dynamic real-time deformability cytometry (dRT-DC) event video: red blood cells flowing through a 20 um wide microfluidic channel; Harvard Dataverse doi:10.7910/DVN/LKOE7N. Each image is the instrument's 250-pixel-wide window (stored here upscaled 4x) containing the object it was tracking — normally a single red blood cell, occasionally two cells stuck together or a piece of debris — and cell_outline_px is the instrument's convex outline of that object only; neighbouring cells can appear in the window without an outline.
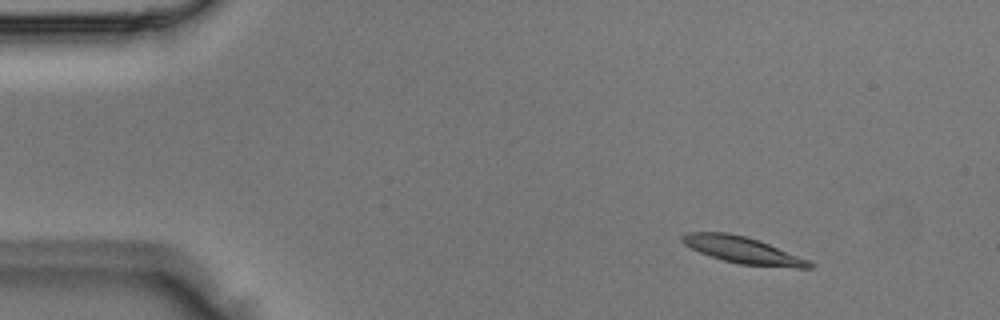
{"species": "Egyptian fruit bat (a non-hibernating species)", "species_latin": "Rousettus aegyptiacus", "temperature_condition": "room temperature", "stored_images_in_passage": 2, "camera_frame_rate_fps": 3000, "um_per_image_px": 0.085, "animal": {"sex": "male"}, "frame": {"image": 1, "passage_image": 1, "time_ms": 0.0, "image_size_px": [1000, 320], "cell_outline_px": [[812, 268], [796, 268], [740, 264], [724, 260], [700, 252], [684, 244], [680, 240], [680, 236], [684, 232], [728, 232], [748, 236], [760, 240], [808, 260], [812, 264]], "centroid_in_image_um": [63.1, 21.23], "position_along_channel_um": 21.9, "area_um2": 19.71}}
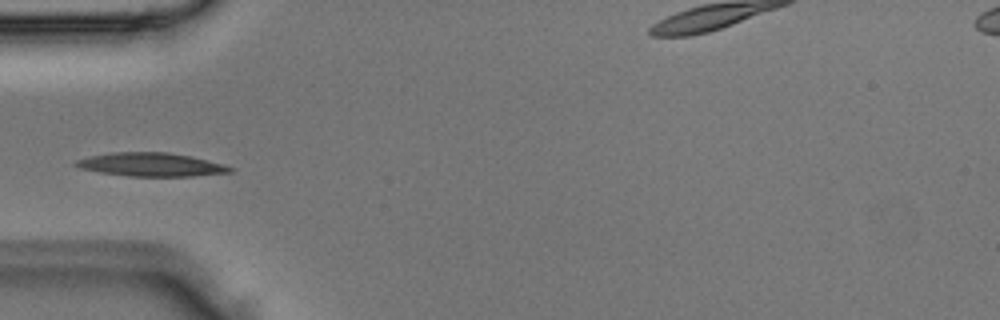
{"frame": {"image": 2, "passage_image": 2, "time_ms": 0.333, "image_size_px": [1000, 320], "cell_outline_px": [[236, 168], [232, 172], [192, 176], [128, 176], [100, 172], [80, 168], [72, 164], [76, 160], [92, 156], [112, 152], [168, 152], [188, 156], [224, 164]], "centroid_in_image_um": [12.85, 13.99], "position_along_channel_um": 72.1, "area_um2": 20.98}}